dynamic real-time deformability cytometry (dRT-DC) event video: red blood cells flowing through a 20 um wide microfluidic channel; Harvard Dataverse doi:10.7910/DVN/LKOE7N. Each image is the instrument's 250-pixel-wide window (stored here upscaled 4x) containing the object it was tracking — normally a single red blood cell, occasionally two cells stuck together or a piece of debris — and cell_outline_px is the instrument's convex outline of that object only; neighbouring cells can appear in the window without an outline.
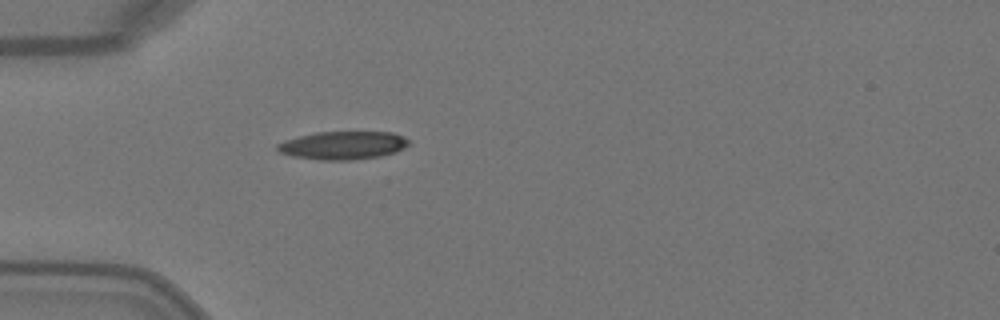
{"species": "Egyptian fruit bat (a non-hibernating species)", "species_latin": "Rousettus aegyptiacus", "temperature_condition": "warm", "stored_images_in_passage": 3, "camera_frame_rate_fps": 3000, "um_per_image_px": 0.085, "animal": {"sex": "female"}, "frame": {"image": 1, "passage_image": 3, "time_ms": 0.667, "image_size_px": [1000, 320], "cell_outline_px": [[408, 144], [404, 148], [396, 152], [380, 156], [352, 160], [320, 160], [292, 156], [280, 152], [276, 148], [276, 144], [284, 140], [316, 132], [392, 132], [404, 136], [408, 140]], "centroid_in_image_um": [29.15, 12.35], "position_along_channel_um": 55.9, "area_um2": 21.56}}